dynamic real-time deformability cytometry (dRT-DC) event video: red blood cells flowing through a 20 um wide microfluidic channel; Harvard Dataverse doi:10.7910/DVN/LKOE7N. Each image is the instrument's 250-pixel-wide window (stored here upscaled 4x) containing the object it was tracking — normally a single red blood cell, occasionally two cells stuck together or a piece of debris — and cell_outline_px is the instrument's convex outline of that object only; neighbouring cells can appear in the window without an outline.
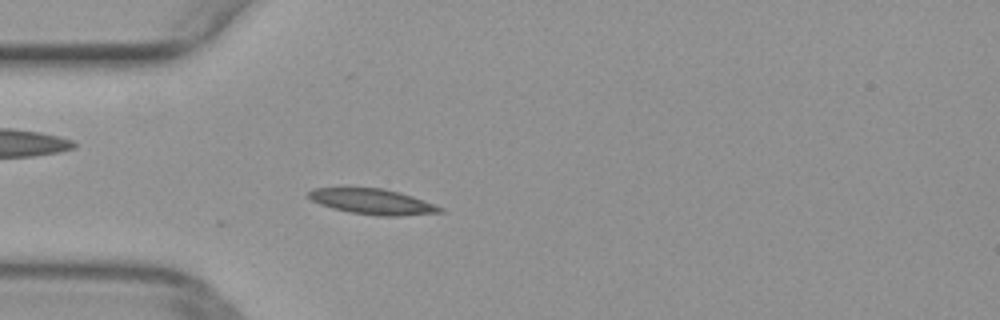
{"species": "common noctule bat (a hibernating species)", "species_latin": "Nyctalus noctula", "temperature_condition": "warm", "stored_images_in_passage": 41, "camera_frame_rate_fps": 3000, "um_per_image_px": 0.085, "animal": {"sex": "female", "body_mass_g": 29.2, "forearm_length_mm": 56.3}, "frame": {"image": 1, "passage_image": 14, "time_ms": 4.333, "image_size_px": [1000, 320], "cell_outline_px": [[444, 212], [400, 216], [380, 216], [348, 212], [332, 208], [320, 204], [312, 200], [308, 196], [308, 192], [312, 188], [384, 188], [400, 192], [436, 204], [444, 208]], "centroid_in_image_um": [31.7, 17.14], "position_along_channel_um": 53.3, "area_um2": 19.59}}
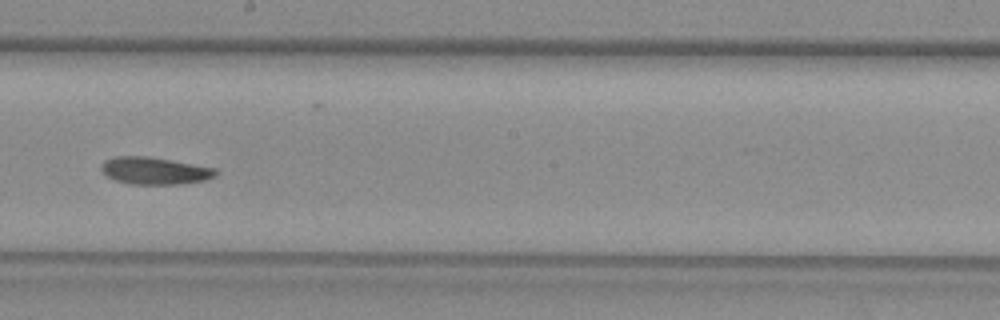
{"frame": {"image": 2, "passage_image": 28, "time_ms": 9.0, "image_size_px": [1000, 320], "cell_outline_px": [[220, 172], [216, 176], [204, 180], [180, 184], [128, 184], [116, 180], [108, 176], [100, 168], [100, 164], [104, 160], [116, 156], [144, 156], [216, 168]], "centroid_in_image_um": [13.14, 14.52], "position_along_channel_um": 235.1, "area_um2": 18.03}}
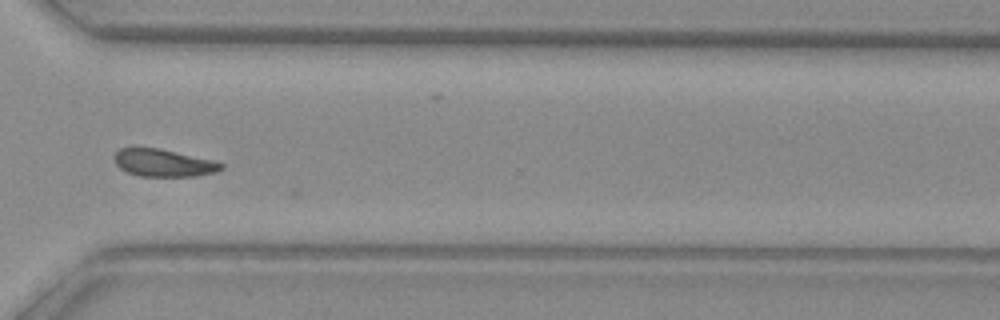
{"frame": {"image": 3, "passage_image": 37, "time_ms": 12.0, "image_size_px": [1000, 320], "cell_outline_px": [[224, 168], [216, 172], [196, 176], [140, 176], [128, 172], [120, 168], [116, 164], [112, 156], [120, 148], [160, 148], [212, 160], [224, 164]], "centroid_in_image_um": [13.89, 13.84], "position_along_channel_um": 356.7, "area_um2": 17.05}}